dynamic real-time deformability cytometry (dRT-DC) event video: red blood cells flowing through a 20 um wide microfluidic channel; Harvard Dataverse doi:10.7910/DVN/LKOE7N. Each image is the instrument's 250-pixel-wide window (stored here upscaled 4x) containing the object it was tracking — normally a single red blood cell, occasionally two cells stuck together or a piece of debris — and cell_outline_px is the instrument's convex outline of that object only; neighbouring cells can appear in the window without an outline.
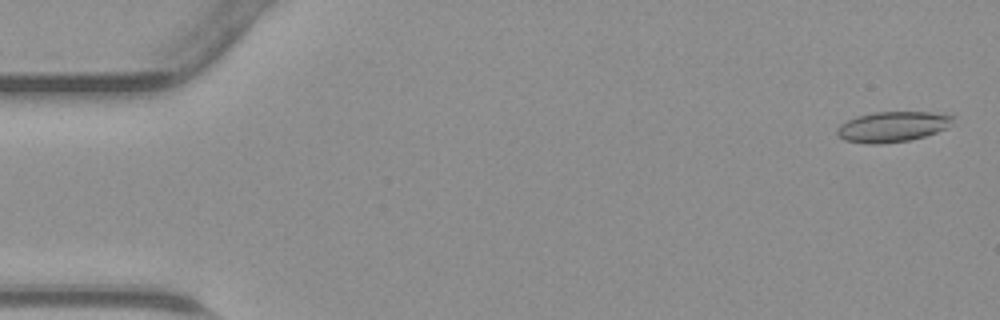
{"species": "common noctule bat (a hibernating species)", "species_latin": "Nyctalus noctula", "temperature_condition": "warm", "stored_images_in_passage": 9, "camera_frame_rate_fps": 3000, "um_per_image_px": 0.085, "animal": {"sex": "male", "body_mass_g": 23.1, "forearm_length_mm": 52.7}, "frame": {"image": 1, "passage_image": 2, "time_ms": 0.333, "image_size_px": [1000, 320], "cell_outline_px": [[956, 116], [948, 128], [924, 136], [908, 140], [880, 144], [868, 144], [844, 140], [836, 132], [836, 128], [840, 124], [856, 116], [872, 112], [928, 112]], "centroid_in_image_um": [75.85, 10.76], "position_along_channel_um": 9.2, "area_um2": 20.52}}